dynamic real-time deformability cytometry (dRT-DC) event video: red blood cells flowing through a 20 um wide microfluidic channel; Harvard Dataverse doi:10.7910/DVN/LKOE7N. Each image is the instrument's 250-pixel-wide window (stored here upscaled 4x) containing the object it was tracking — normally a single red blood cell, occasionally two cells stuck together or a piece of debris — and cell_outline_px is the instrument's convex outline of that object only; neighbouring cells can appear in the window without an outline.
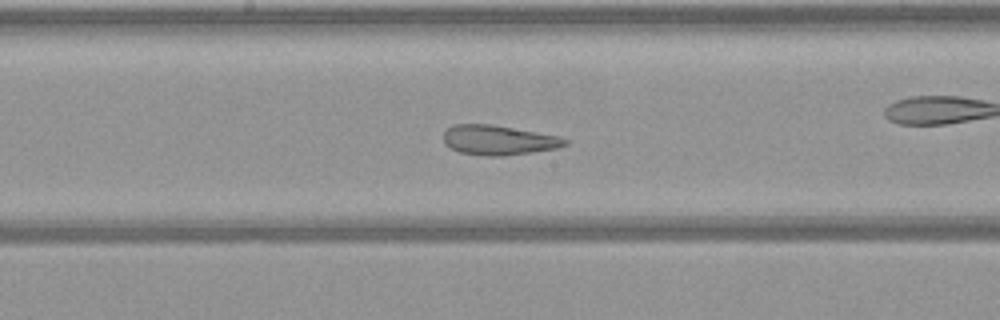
{"species": "common noctule bat (a hibernating species)", "species_latin": "Nyctalus noctula", "temperature_condition": "warm", "stored_images_in_passage": 42, "camera_frame_rate_fps": 3000, "um_per_image_px": 0.085, "animal": {"sex": "female", "body_mass_g": 21.9}, "frame": {"image": 1, "passage_image": 24, "time_ms": 7.667, "image_size_px": [1000, 320], "cell_outline_px": [[568, 144], [560, 148], [504, 156], [484, 156], [460, 152], [444, 144], [444, 132], [452, 124], [488, 124], [560, 136], [568, 140]], "centroid_in_image_um": [42.39, 11.92], "position_along_channel_um": 205.8, "area_um2": 21.04}}
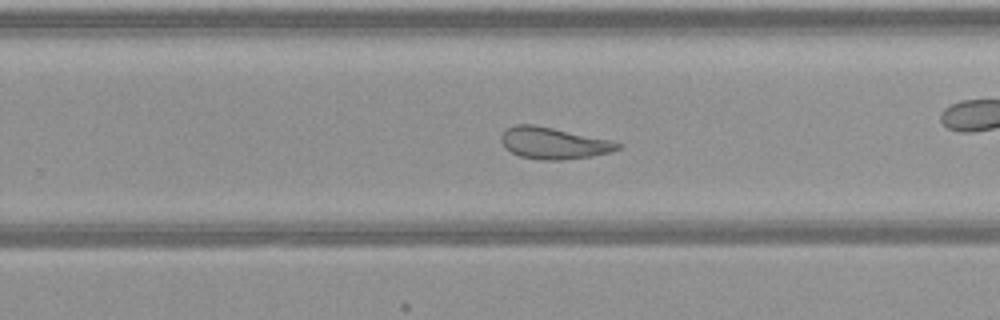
{"frame": {"image": 2, "passage_image": 30, "time_ms": 9.667, "image_size_px": [1000, 320], "cell_outline_px": [[624, 144], [620, 148], [612, 152], [592, 156], [564, 160], [540, 160], [520, 156], [504, 148], [500, 140], [500, 136], [508, 128], [516, 124], [532, 124], [552, 128], [608, 140]], "centroid_in_image_um": [47.03, 12.18], "position_along_channel_um": 282.8, "area_um2": 21.33}}